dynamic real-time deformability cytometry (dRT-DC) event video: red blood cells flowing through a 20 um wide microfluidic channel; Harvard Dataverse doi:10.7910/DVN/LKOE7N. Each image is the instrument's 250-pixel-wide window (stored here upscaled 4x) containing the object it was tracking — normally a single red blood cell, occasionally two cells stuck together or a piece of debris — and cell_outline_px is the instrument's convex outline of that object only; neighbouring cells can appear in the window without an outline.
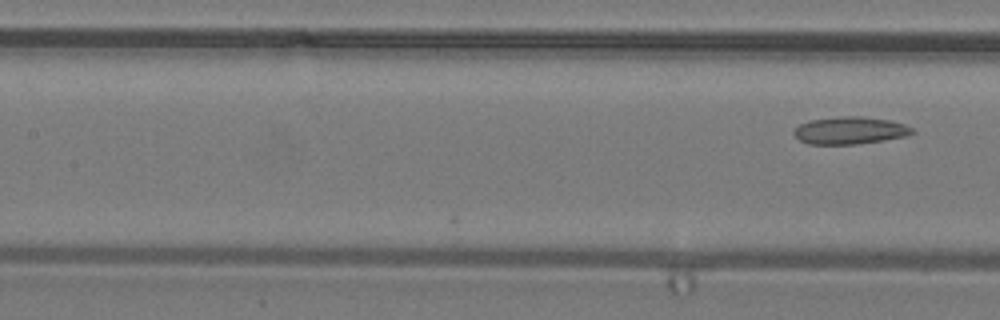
{"species": "common noctule bat (a hibernating species)", "species_latin": "Nyctalus noctula", "temperature_condition": "warm", "stored_images_in_passage": 7, "camera_frame_rate_fps": 3000, "um_per_image_px": 0.085, "animal": {"sex": "male", "body_mass_g": 19.2, "forearm_length_mm": 51.8}, "frame": {"image": 1, "passage_image": 7, "time_ms": 2.0, "image_size_px": [1000, 320], "cell_outline_px": [[916, 132], [904, 136], [884, 140], [856, 144], [808, 144], [800, 140], [792, 132], [800, 124], [808, 120], [840, 116], [864, 116], [888, 120], [904, 124], [912, 128]], "centroid_in_image_um": [72.23, 11.08], "position_along_channel_um": 135.2, "area_um2": 18.84}}